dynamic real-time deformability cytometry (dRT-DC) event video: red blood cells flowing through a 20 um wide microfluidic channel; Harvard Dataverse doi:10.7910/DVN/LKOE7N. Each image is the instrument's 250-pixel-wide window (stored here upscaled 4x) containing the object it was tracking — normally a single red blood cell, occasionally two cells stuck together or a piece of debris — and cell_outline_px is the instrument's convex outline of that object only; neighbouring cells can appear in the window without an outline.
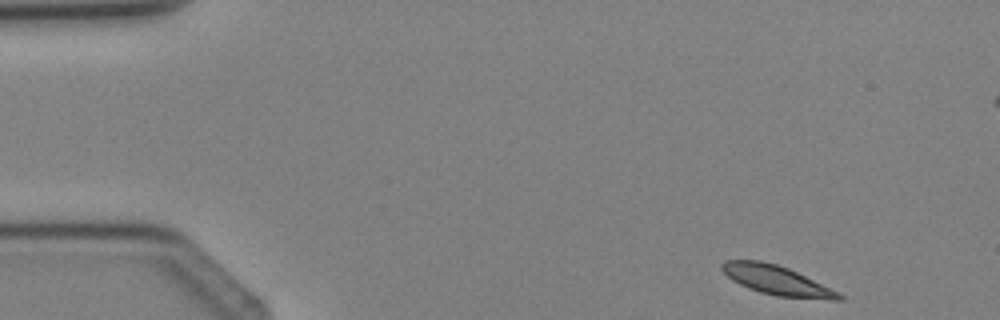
{"species": "Egyptian fruit bat (a non-hibernating species)", "species_latin": "Rousettus aegyptiacus", "temperature_condition": "cold", "stored_images_in_passage": 4, "camera_frame_rate_fps": 3000, "um_per_image_px": 0.085, "animal": {"sex": "female"}, "frame": {"image": 1, "passage_image": 1, "time_ms": 0.0, "image_size_px": [1000, 320], "cell_outline_px": [[844, 300], [832, 300], [776, 296], [760, 292], [748, 288], [732, 280], [720, 268], [720, 264], [724, 260], [760, 260], [776, 264], [788, 268], [840, 292], [844, 296]], "centroid_in_image_um": [66.04, 23.83], "position_along_channel_um": 19.0, "area_um2": 20.06}}